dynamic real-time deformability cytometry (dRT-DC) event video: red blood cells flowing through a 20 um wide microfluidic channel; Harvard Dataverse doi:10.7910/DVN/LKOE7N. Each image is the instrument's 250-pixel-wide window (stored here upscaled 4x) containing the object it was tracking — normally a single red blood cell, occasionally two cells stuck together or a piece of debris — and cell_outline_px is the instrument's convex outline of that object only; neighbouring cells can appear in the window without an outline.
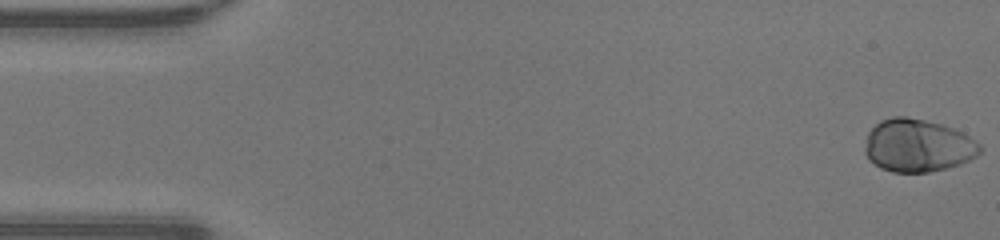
{"species": "human", "species_latin": "Homo sapiens", "temperature_condition": "warm", "stored_images_in_passage": 48, "camera_frame_rate_fps": 3000, "um_per_image_px": 0.085, "donor": {"sex": "male"}, "frame": {"image": 1, "passage_image": 1, "time_ms": 0.0, "image_size_px": [1000, 240], "cell_outline_px": [[980, 152], [976, 156], [960, 164], [928, 172], [892, 172], [880, 168], [868, 160], [864, 152], [864, 148], [868, 132], [880, 120], [892, 116], [904, 116], [924, 120], [940, 124], [952, 128], [968, 136], [980, 144]], "centroid_in_image_um": [77.95, 12.37], "position_along_channel_um": 7.0, "area_um2": 35.26}}
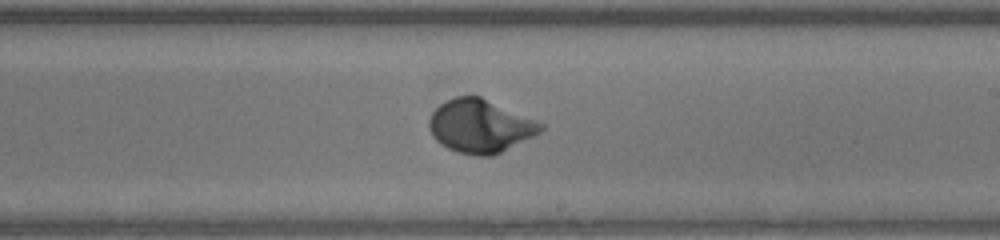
{"frame": {"image": 2, "passage_image": 28, "time_ms": 9.0, "image_size_px": [1000, 240], "cell_outline_px": [[544, 128], [540, 132], [492, 156], [476, 156], [460, 152], [448, 148], [440, 144], [432, 136], [428, 128], [428, 120], [432, 112], [440, 104], [456, 96], [480, 96], [536, 120], [544, 124]], "centroid_in_image_um": [40.78, 10.71], "position_along_channel_um": 248.2, "area_um2": 34.33}}
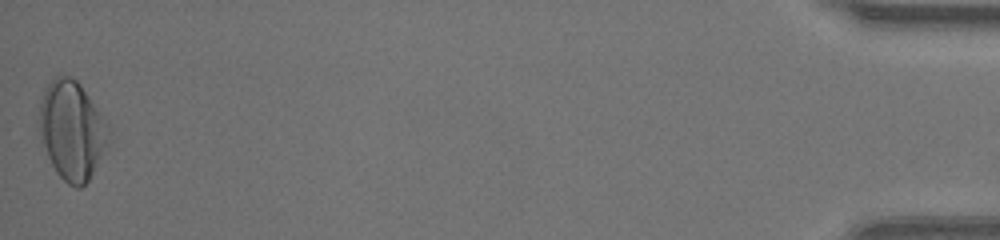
{"frame": {"image": 3, "passage_image": 48, "time_ms": 15.667, "image_size_px": [1000, 240], "cell_outline_px": [[112, 132], [104, 152], [88, 180], [80, 188], [76, 188], [68, 184], [56, 172], [40, 140], [36, 120], [44, 88], [56, 76], [68, 76], [76, 80], [80, 84], [112, 128]], "centroid_in_image_um": [6.1, 11.06], "position_along_channel_um": 429.1, "area_um2": 40.34}, "authors_computed_cell_mechanics": {"area_um2": 33.4084, "velocity_mm_per_s": 4.3013, "shape_relaxation_time_tau1_ms": 2.5654, "shape_relaxation_time_tau2_ms": null, "deformation_change_tau1": 0.1841, "deformation_change_tau2": null}}